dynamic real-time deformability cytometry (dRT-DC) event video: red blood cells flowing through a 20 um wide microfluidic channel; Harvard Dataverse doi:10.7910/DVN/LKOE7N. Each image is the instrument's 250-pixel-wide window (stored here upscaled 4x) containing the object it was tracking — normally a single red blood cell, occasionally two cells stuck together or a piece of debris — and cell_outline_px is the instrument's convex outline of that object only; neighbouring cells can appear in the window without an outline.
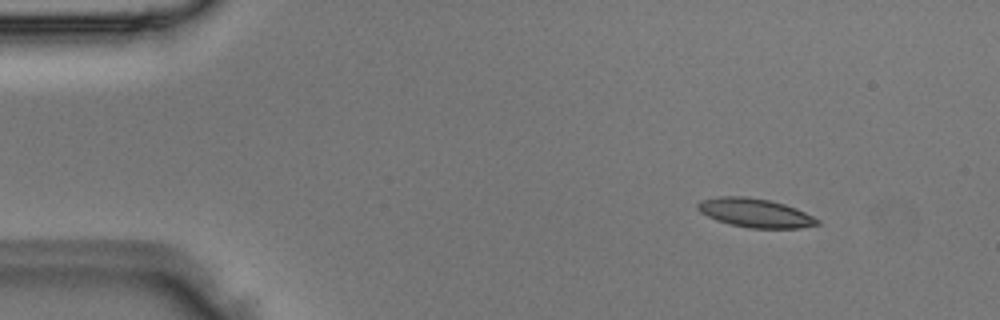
{"species": "Egyptian fruit bat (a non-hibernating species)", "species_latin": "Rousettus aegyptiacus", "temperature_condition": "room temperature", "stored_images_in_passage": 3, "camera_frame_rate_fps": 3000, "um_per_image_px": 0.085, "animal": {"sex": "male"}, "frame": {"image": 1, "passage_image": 1, "time_ms": 0.0, "image_size_px": [1000, 320], "cell_outline_px": [[820, 224], [800, 228], [748, 228], [716, 220], [700, 212], [696, 208], [696, 204], [700, 200], [720, 196], [744, 196], [768, 200], [784, 204], [796, 208], [820, 220]], "centroid_in_image_um": [64.17, 18.09], "position_along_channel_um": 20.8, "area_um2": 20.06}}